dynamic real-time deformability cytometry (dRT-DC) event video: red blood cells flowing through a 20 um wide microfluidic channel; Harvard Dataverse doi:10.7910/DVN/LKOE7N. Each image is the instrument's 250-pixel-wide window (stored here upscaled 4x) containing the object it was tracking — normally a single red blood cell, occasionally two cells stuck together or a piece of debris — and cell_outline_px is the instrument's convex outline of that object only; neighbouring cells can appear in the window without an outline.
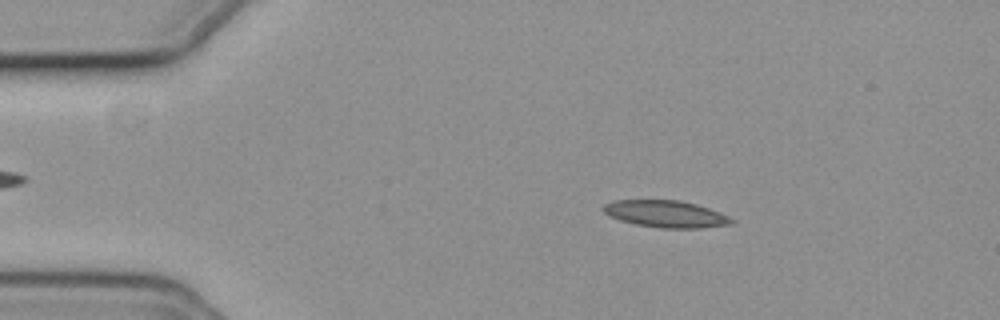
{"species": "common noctule bat (a hibernating species)", "species_latin": "Nyctalus noctula", "temperature_condition": "cold", "stored_images_in_passage": 55, "camera_frame_rate_fps": 3000, "um_per_image_px": 0.085, "animal": {"sex": "female", "body_mass_g": 19.3, "forearm_length_mm": 54.1}, "frame": {"image": 1, "passage_image": 9, "time_ms": 2.667, "image_size_px": [1000, 320], "cell_outline_px": [[736, 220], [732, 224], [700, 228], [660, 228], [636, 224], [620, 220], [608, 216], [604, 212], [604, 204], [616, 200], [680, 200], [696, 204], [720, 212]], "centroid_in_image_um": [56.61, 18.19], "position_along_channel_um": 28.4, "area_um2": 20.11}}
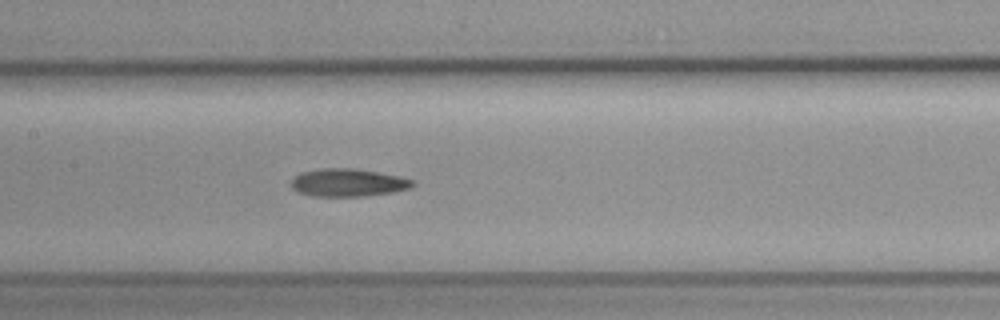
{"frame": {"image": 2, "passage_image": 26, "time_ms": 8.333, "image_size_px": [1000, 320], "cell_outline_px": [[416, 184], [412, 188], [392, 192], [364, 196], [312, 196], [300, 192], [292, 188], [292, 180], [300, 172], [320, 168], [356, 168], [400, 176], [416, 180]], "centroid_in_image_um": [29.64, 15.51], "position_along_channel_um": 177.8, "area_um2": 19.83}}
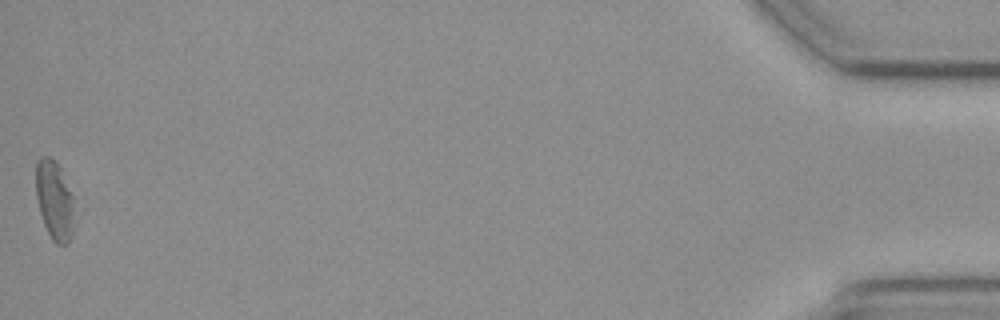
{"frame": {"image": 3, "passage_image": 55, "time_ms": 18.0, "image_size_px": [1000, 320], "cell_outline_px": [[76, 224], [72, 236], [68, 244], [56, 244], [52, 240], [44, 224], [40, 212], [36, 196], [36, 160], [40, 156], [48, 156], [56, 160], [60, 168], [72, 196]], "centroid_in_image_um": [4.65, 17.05], "position_along_channel_um": 430.6, "area_um2": 18.03}, "authors_computed_cell_mechanics": {"area_um2": 19.5942, "velocity_mm_per_s": 3.7073, "shape_relaxation_time_tau1_ms": 5.2075, "shape_relaxation_time_tau2_ms": null, "deformation_change_tau1": 0.1197, "deformation_change_tau2": null}}